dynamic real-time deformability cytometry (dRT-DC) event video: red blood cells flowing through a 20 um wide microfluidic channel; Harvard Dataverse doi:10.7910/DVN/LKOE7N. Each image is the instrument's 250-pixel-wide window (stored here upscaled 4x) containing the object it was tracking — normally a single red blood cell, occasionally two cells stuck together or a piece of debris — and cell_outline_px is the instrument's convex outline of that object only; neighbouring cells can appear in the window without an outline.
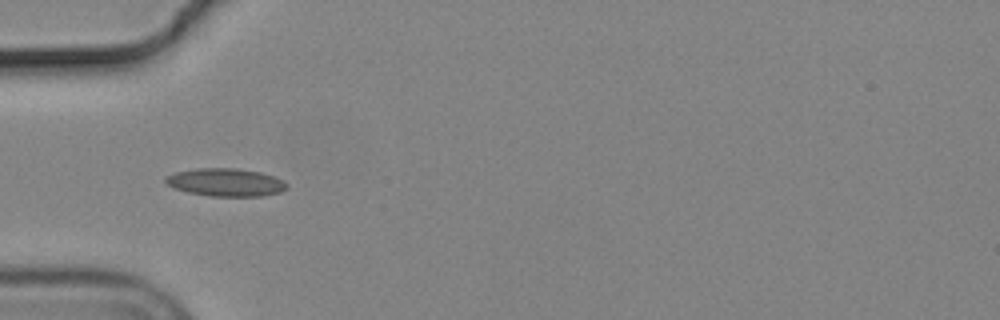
{"species": "common noctule bat (a hibernating species)", "species_latin": "Nyctalus noctula", "temperature_condition": "cold", "stored_images_in_passage": 5, "camera_frame_rate_fps": 3000, "um_per_image_px": 0.085, "animal": {"sex": "male", "body_mass_g": 19.2, "forearm_length_mm": 51.8}, "frame": {"image": 1, "passage_image": 1, "time_ms": 0.0, "image_size_px": [1000, 320], "cell_outline_px": [[288, 188], [280, 192], [264, 196], [208, 196], [188, 192], [176, 188], [168, 184], [164, 180], [168, 176], [176, 172], [196, 168], [236, 168], [260, 172], [284, 180], [288, 184]], "centroid_in_image_um": [19.23, 15.5], "position_along_channel_um": 65.8, "area_um2": 19.65}}